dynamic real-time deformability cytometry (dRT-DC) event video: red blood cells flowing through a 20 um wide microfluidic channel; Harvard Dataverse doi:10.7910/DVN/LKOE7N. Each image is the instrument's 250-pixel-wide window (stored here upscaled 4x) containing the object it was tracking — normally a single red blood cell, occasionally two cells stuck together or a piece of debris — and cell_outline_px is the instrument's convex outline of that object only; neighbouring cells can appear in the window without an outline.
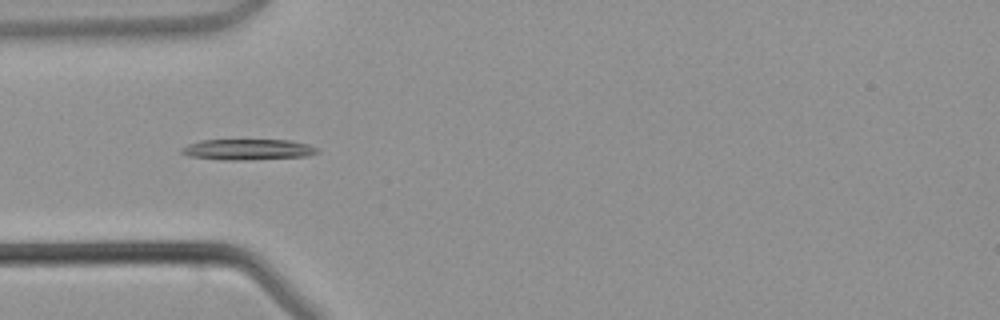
{"species": "common noctule bat (a hibernating species)", "species_latin": "Nyctalus noctula", "temperature_condition": "warm", "stored_images_in_passage": 37, "camera_frame_rate_fps": 3000, "um_per_image_px": 0.085, "animal": {"sex": "male", "body_mass_g": 21.5, "forearm_length_mm": 52.0}, "frame": {"image": 1, "passage_image": 6, "time_ms": 1.667, "image_size_px": [1000, 320], "cell_outline_px": [[320, 152], [308, 156], [244, 160], [220, 160], [188, 156], [180, 152], [180, 148], [188, 144], [200, 140], [292, 140], [308, 144], [320, 148]], "centroid_in_image_um": [21.08, 12.71], "position_along_channel_um": 63.9, "area_um2": 16.7}}
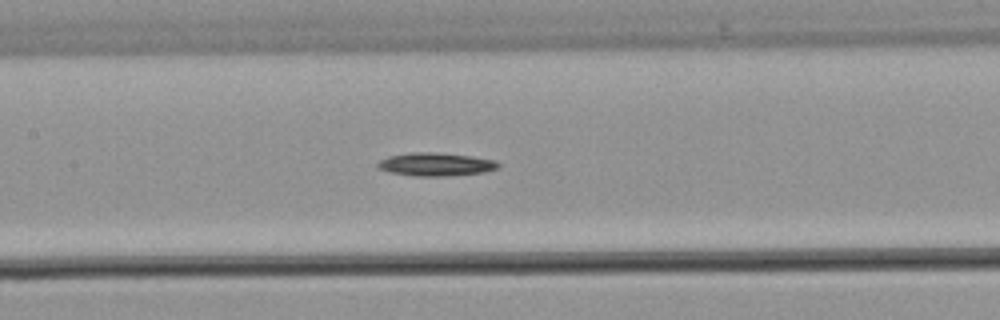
{"frame": {"image": 2, "passage_image": 13, "time_ms": 4.0, "image_size_px": [1000, 320], "cell_outline_px": [[500, 164], [496, 168], [484, 172], [444, 176], [412, 176], [392, 172], [376, 168], [376, 164], [380, 160], [388, 156], [412, 152], [432, 152], [472, 156], [496, 160]], "centroid_in_image_um": [37.01, 13.96], "position_along_channel_um": 170.4, "area_um2": 16.24}}
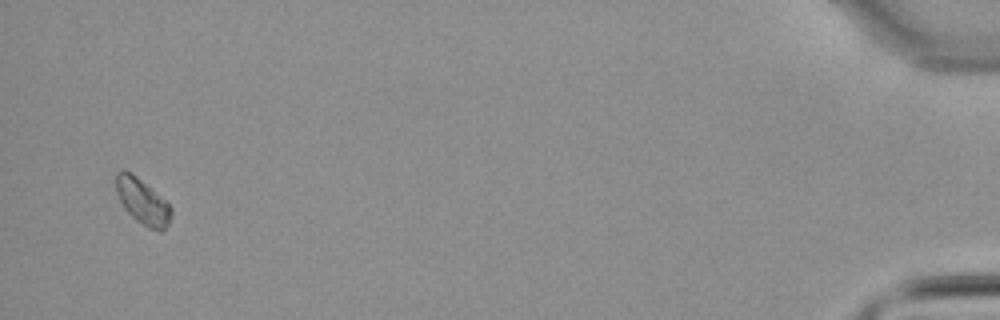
{"frame": {"image": 3, "passage_image": 36, "time_ms": 11.667, "image_size_px": [1000, 320], "cell_outline_px": [[172, 216], [168, 224], [160, 232], [148, 228], [136, 220], [124, 208], [116, 192], [116, 172], [128, 172], [136, 176], [164, 200], [172, 208]], "centroid_in_image_um": [12.12, 17.17], "position_along_channel_um": 423.1, "area_um2": 14.22}}